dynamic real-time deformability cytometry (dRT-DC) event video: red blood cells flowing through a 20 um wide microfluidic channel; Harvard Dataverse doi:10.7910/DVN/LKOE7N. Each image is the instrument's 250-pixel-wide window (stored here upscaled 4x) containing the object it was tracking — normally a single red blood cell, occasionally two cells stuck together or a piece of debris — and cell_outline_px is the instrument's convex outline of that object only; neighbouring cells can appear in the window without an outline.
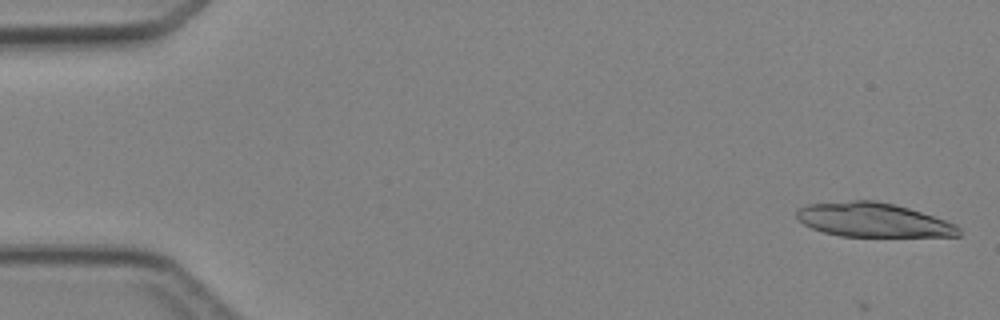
{"species": "Egyptian fruit bat (a non-hibernating species)", "species_latin": "Rousettus aegyptiacus", "temperature_condition": "cold", "stored_images_in_passage": 6, "segment_of_instrument_passage": [1, 2], "camera_frame_rate_fps": 3000, "um_per_image_px": 0.085, "animal": {"sex": "female"}, "frame": {"image": 1, "passage_image": 1, "time_ms": 0.0, "image_size_px": [1000, 320], "cell_outline_px": [[960, 236], [840, 236], [824, 232], [812, 228], [804, 224], [796, 216], [796, 208], [808, 204], [852, 200], [876, 200], [908, 208], [956, 224], [960, 228]], "centroid_in_image_um": [74.18, 18.69], "position_along_channel_um": 10.8, "area_um2": 32.02}}
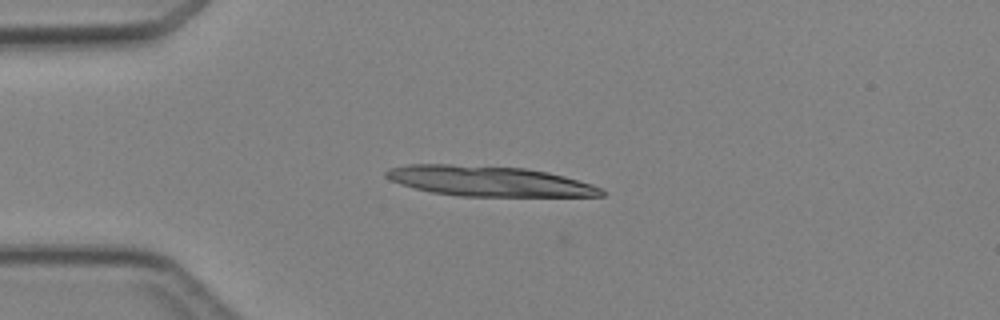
{"frame": {"image": 2, "passage_image": 3, "time_ms": 3.333, "image_size_px": [1000, 320], "cell_outline_px": [[604, 196], [460, 196], [432, 192], [400, 184], [384, 176], [384, 172], [388, 168], [408, 164], [452, 164], [524, 168], [548, 172], [580, 180], [604, 188]], "centroid_in_image_um": [41.58, 15.39], "position_along_channel_um": 43.4, "area_um2": 37.97}}